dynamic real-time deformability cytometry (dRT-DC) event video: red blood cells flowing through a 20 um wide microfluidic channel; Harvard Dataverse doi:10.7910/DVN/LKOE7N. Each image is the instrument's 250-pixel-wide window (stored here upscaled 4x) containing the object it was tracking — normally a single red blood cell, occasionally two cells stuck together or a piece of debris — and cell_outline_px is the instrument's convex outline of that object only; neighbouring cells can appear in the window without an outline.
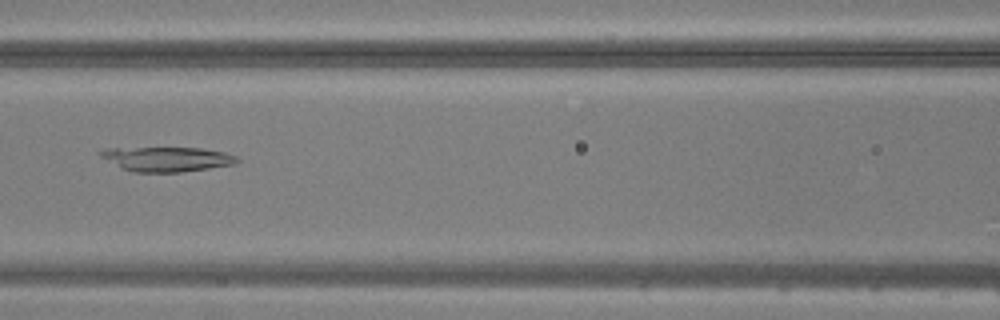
{"species": "common noctule bat (a hibernating species)", "species_latin": "Nyctalus noctula", "temperature_condition": "warm", "stored_images_in_passage": 48, "camera_frame_rate_fps": 3000, "um_per_image_px": 0.085, "animal": {"sex": "male", "body_mass_g": 20.5, "forearm_length_mm": 52.5}, "frame": {"image": 1, "passage_image": 22, "time_ms": 7.0, "image_size_px": [1000, 320], "cell_outline_px": [[240, 160], [236, 164], [180, 172], [136, 172], [124, 168], [100, 156], [96, 152], [108, 148], [200, 148], [224, 152], [236, 156]], "centroid_in_image_um": [14.22, 13.51], "position_along_channel_um": 152.4, "area_um2": 19.31}}
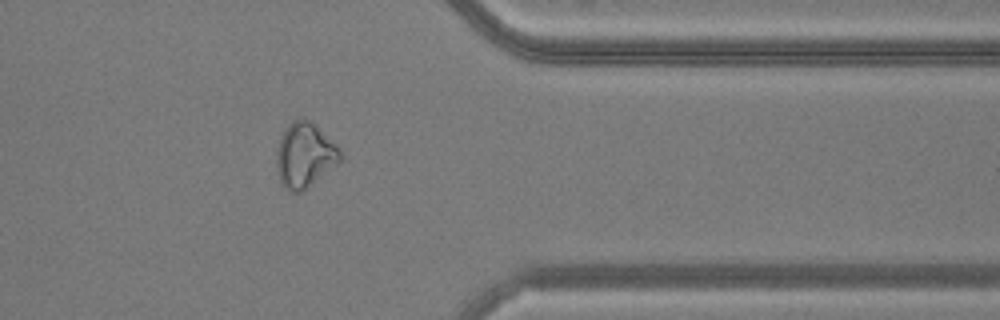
{"frame": {"image": 2, "passage_image": 39, "time_ms": 12.667, "image_size_px": [1000, 320], "cell_outline_px": [[344, 160], [300, 192], [292, 192], [280, 184], [276, 164], [276, 152], [284, 128], [292, 120], [304, 116], [312, 120], [340, 148], [344, 156]], "centroid_in_image_um": [25.93, 13.14], "position_along_channel_um": 385.5, "area_um2": 24.57}}
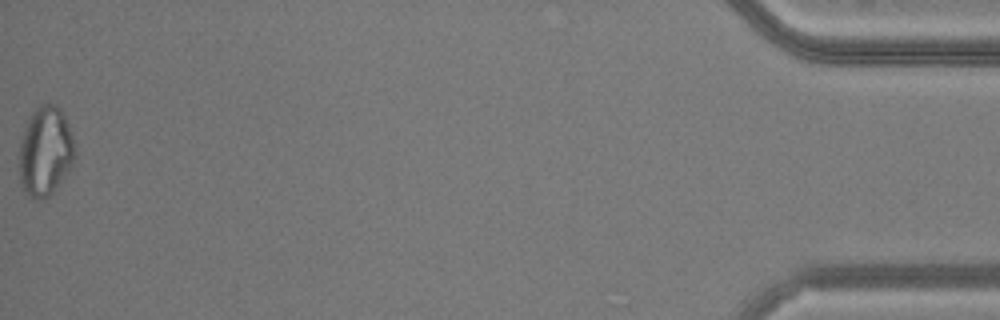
{"frame": {"image": 3, "passage_image": 48, "time_ms": 15.667, "image_size_px": [1000, 320], "cell_outline_px": [[76, 156], [72, 164], [52, 192], [48, 196], [40, 200], [36, 200], [24, 192], [20, 184], [20, 140], [24, 128], [32, 112], [40, 104], [56, 104], [60, 108], [68, 124], [76, 152]], "centroid_in_image_um": [3.84, 12.85], "position_along_channel_um": 431.4, "area_um2": 28.78}}